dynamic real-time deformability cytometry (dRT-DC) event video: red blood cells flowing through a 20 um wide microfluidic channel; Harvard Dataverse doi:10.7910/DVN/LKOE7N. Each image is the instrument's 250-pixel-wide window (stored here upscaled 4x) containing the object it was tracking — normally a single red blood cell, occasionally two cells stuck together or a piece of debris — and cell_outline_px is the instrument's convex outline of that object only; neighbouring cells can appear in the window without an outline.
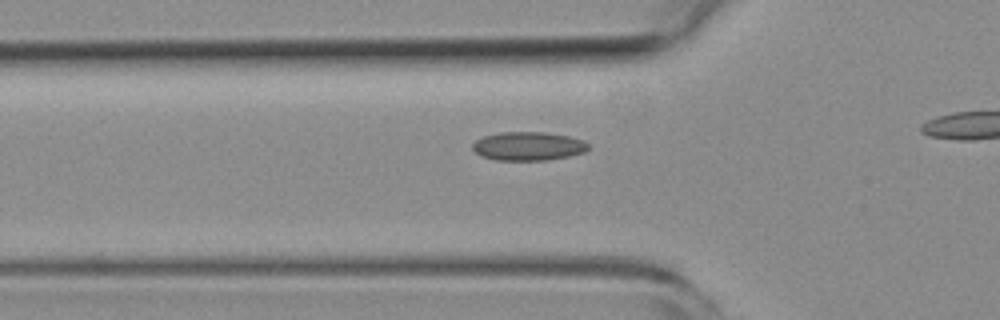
{"species": "common noctule bat (a hibernating species)", "species_latin": "Nyctalus noctula", "temperature_condition": "room temperature", "stored_images_in_passage": 32, "camera_frame_rate_fps": 3000, "um_per_image_px": 0.085, "animal": {"sex": "female", "body_mass_g": 19.3, "forearm_length_mm": 54.1}, "frame": {"image": 1, "passage_image": 7, "time_ms": 2.0, "image_size_px": [1000, 320], "cell_outline_px": [[588, 148], [584, 152], [568, 156], [548, 160], [496, 160], [480, 156], [472, 148], [472, 144], [476, 140], [484, 136], [500, 132], [544, 132], [568, 136], [584, 140], [588, 144]], "centroid_in_image_um": [44.88, 12.42], "position_along_channel_um": 80.9, "area_um2": 19.31}}
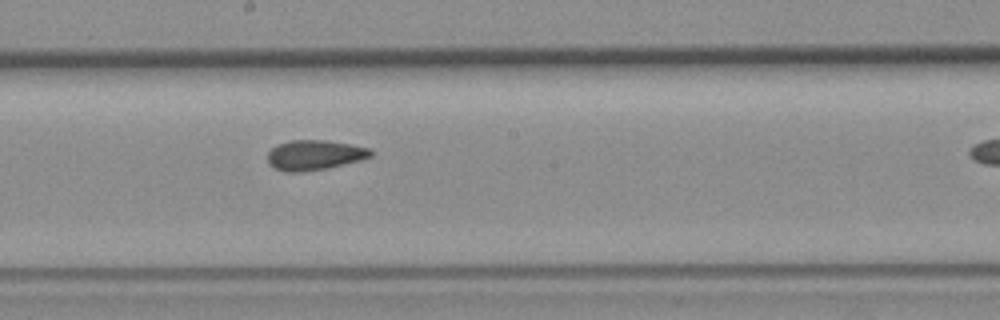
{"frame": {"image": 2, "passage_image": 18, "time_ms": 5.667, "image_size_px": [1000, 320], "cell_outline_px": [[372, 156], [360, 160], [324, 168], [300, 172], [284, 172], [268, 164], [268, 152], [272, 148], [288, 140], [324, 140], [372, 148]], "centroid_in_image_um": [26.72, 13.17], "position_along_channel_um": 221.5, "area_um2": 17.8}}
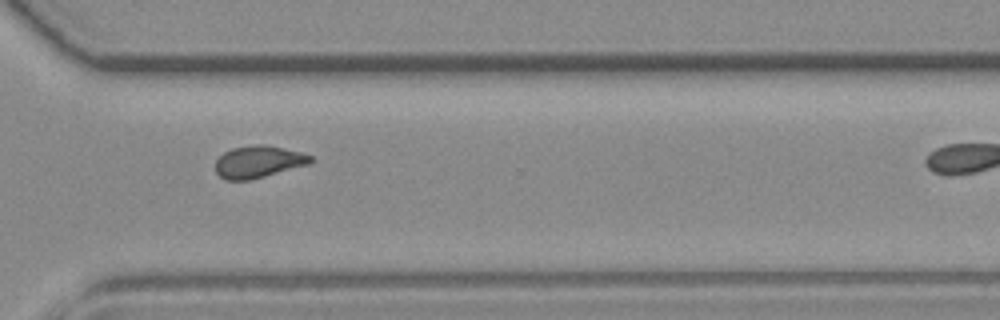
{"frame": {"image": 3, "passage_image": 28, "time_ms": 9.0, "image_size_px": [1000, 320], "cell_outline_px": [[312, 160], [308, 164], [264, 176], [248, 180], [224, 180], [216, 172], [216, 160], [224, 152], [232, 148], [256, 144], [264, 144], [284, 148], [300, 152], [312, 156]], "centroid_in_image_um": [21.93, 13.74], "position_along_channel_um": 348.7, "area_um2": 17.57}}